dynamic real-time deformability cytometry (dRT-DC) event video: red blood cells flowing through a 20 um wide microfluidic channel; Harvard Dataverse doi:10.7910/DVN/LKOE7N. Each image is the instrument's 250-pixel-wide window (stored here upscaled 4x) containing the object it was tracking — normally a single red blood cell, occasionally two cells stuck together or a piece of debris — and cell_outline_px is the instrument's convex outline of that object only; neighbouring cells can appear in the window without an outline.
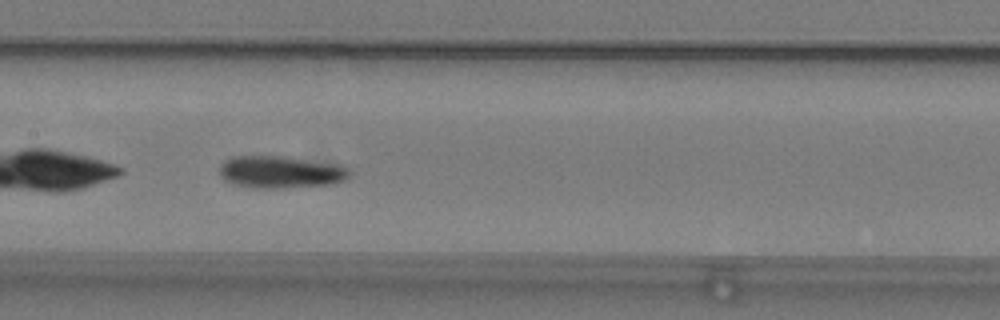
{"species": "common noctule bat (a hibernating species)", "species_latin": "Nyctalus noctula", "temperature_condition": "warm", "stored_images_in_passage": 38, "camera_frame_rate_fps": 3000, "um_per_image_px": 0.085, "animal": {"sex": "male", "body_mass_g": 19.2, "forearm_length_mm": 51.8}, "frame": {"image": 1, "passage_image": 10, "time_ms": 3.0, "image_size_px": [1000, 320], "cell_outline_px": [[348, 176], [344, 180], [328, 184], [284, 188], [260, 188], [232, 184], [224, 180], [220, 176], [220, 164], [224, 160], [232, 156], [280, 156], [340, 164], [348, 168]], "centroid_in_image_um": [23.8, 14.61], "position_along_channel_um": 183.6, "area_um2": 24.33}}
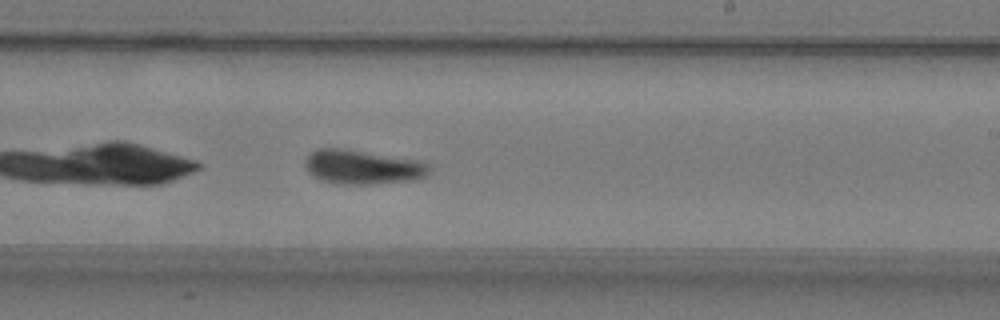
{"frame": {"image": 2, "passage_image": 16, "time_ms": 5.0, "image_size_px": [1000, 320], "cell_outline_px": [[428, 172], [424, 176], [412, 180], [372, 184], [340, 184], [324, 180], [312, 176], [308, 172], [304, 164], [304, 160], [312, 152], [320, 148], [340, 148], [416, 160], [428, 164]], "centroid_in_image_um": [30.75, 14.2], "position_along_channel_um": 258.2, "area_um2": 24.28}}
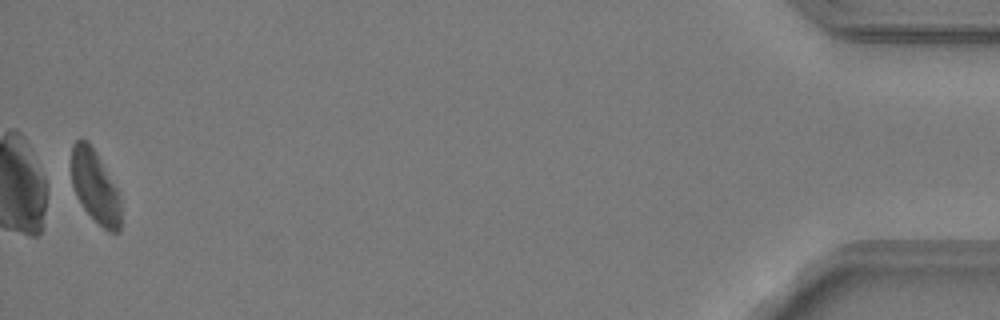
{"frame": {"image": 3, "passage_image": 37, "time_ms": 12.0, "image_size_px": [1000, 320], "cell_outline_px": [[120, 232], [108, 232], [84, 208], [76, 196], [72, 184], [72, 144], [76, 140], [88, 140], [96, 152], [116, 188], [120, 200]], "centroid_in_image_um": [8.07, 15.85], "position_along_channel_um": 427.1, "area_um2": 20.58}, "authors_computed_cell_mechanics": {"area_um2": 23.0333, "velocity_mm_per_s": 3.7498, "shape_relaxation_time_tau1_ms": 8.2889, "shape_relaxation_time_tau2_ms": 6.4417, "deformation_change_tau1": 0.1666, "deformation_change_tau2": 0.1064}}